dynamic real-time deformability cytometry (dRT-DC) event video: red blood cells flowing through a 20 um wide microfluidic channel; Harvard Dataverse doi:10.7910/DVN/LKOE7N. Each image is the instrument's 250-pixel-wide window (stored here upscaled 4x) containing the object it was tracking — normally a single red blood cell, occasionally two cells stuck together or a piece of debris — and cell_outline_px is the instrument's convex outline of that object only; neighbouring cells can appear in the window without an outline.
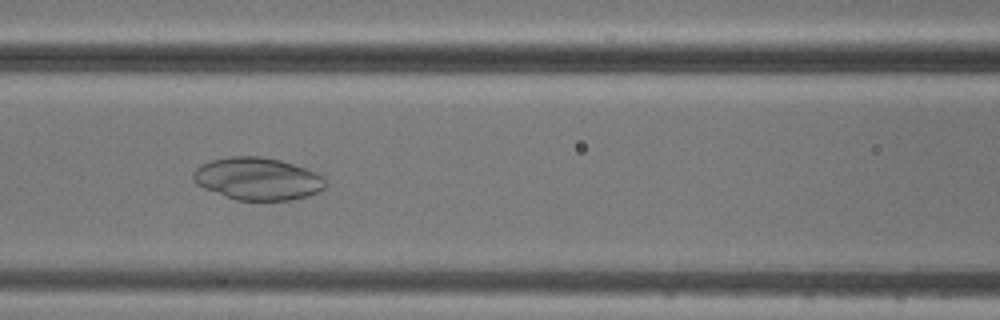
{"species": "common noctule bat (a hibernating species)", "species_latin": "Nyctalus noctula", "temperature_condition": "cold", "stored_images_in_passage": 9, "camera_frame_rate_fps": 3000, "um_per_image_px": 0.085, "animal": {"sex": "male", "body_mass_g": 20.5, "forearm_length_mm": 52.5}, "frame": {"image": 1, "passage_image": 7, "time_ms": 7.0, "image_size_px": [1000, 320], "cell_outline_px": [[328, 184], [324, 188], [308, 196], [292, 200], [236, 200], [204, 188], [196, 184], [192, 180], [192, 172], [200, 164], [212, 160], [228, 156], [260, 156], [280, 160], [316, 172], [324, 176]], "centroid_in_image_um": [21.89, 15.19], "position_along_channel_um": 144.7, "area_um2": 32.89}}
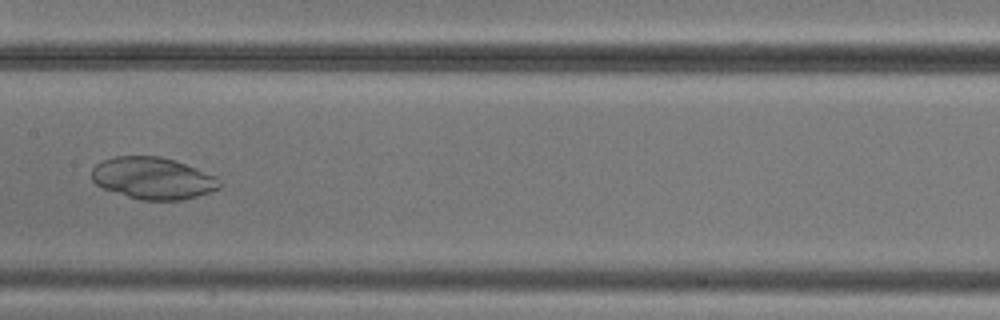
{"frame": {"image": 2, "passage_image": 8, "time_ms": 8.333, "image_size_px": [1000, 320], "cell_outline_px": [[220, 188], [184, 200], [140, 200], [104, 188], [96, 184], [92, 180], [92, 168], [96, 164], [104, 160], [116, 156], [160, 156], [176, 160], [216, 176], [220, 184]], "centroid_in_image_um": [13.0, 15.14], "position_along_channel_um": 194.4, "area_um2": 31.04}}
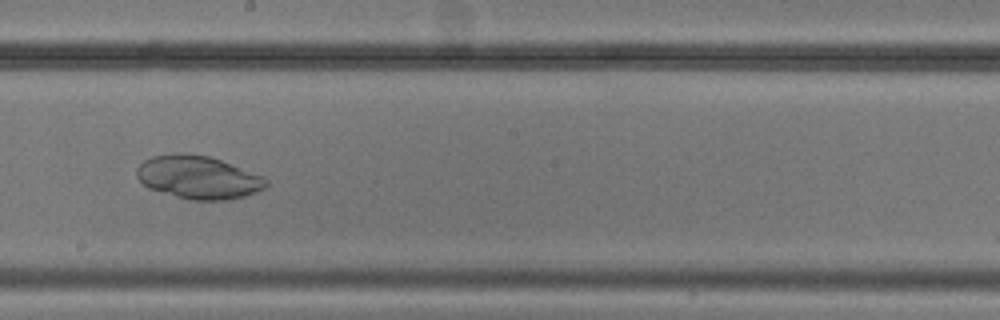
{"frame": {"image": 3, "passage_image": 9, "time_ms": 9.333, "image_size_px": [1000, 320], "cell_outline_px": [[268, 184], [264, 188], [256, 192], [244, 196], [228, 200], [192, 200], [148, 188], [136, 176], [136, 168], [144, 160], [152, 156], [172, 152], [180, 152], [208, 156], [220, 160], [264, 176], [268, 180]], "centroid_in_image_um": [16.84, 15.06], "position_along_channel_um": 231.4, "area_um2": 32.48}}